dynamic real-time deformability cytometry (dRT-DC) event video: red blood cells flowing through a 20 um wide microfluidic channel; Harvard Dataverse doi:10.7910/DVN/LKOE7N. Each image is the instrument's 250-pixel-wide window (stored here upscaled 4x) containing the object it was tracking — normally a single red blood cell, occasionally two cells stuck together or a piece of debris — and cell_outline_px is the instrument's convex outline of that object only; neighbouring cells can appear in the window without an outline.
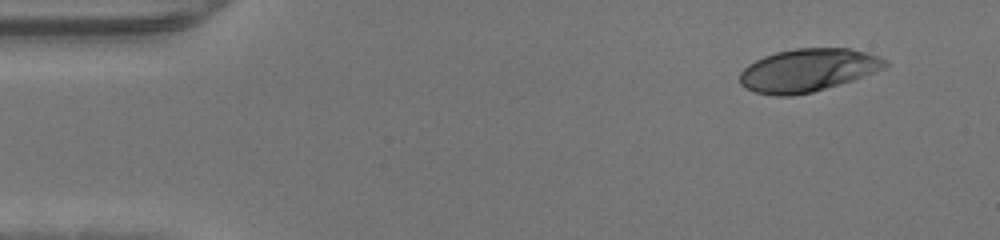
{"species": "human", "species_latin": "Homo sapiens", "temperature_condition": "warm", "stored_images_in_passage": 44, "camera_frame_rate_fps": 3000, "um_per_image_px": 0.085, "donor": {"sex": "male"}, "frame": {"image": 1, "passage_image": 1, "time_ms": 0.0, "image_size_px": [1000, 240], "cell_outline_px": [[888, 64], [884, 68], [852, 80], [840, 84], [812, 92], [788, 96], [776, 96], [756, 92], [744, 88], [740, 84], [740, 72], [748, 64], [764, 56], [776, 52], [796, 48], [848, 48], [864, 52], [888, 60]], "centroid_in_image_um": [68.63, 5.97], "position_along_channel_um": 16.4, "area_um2": 36.13}}
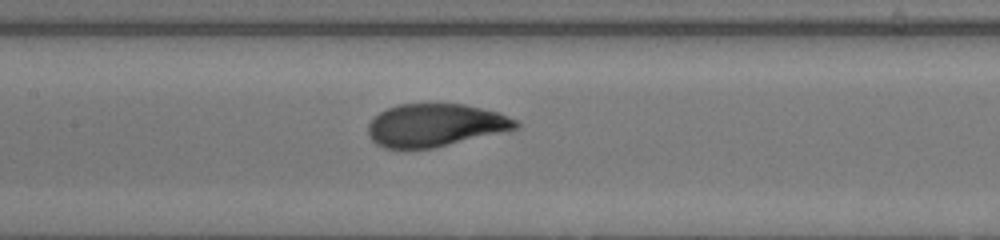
{"frame": {"image": 2, "passage_image": 19, "time_ms": 6.0, "image_size_px": [1000, 240], "cell_outline_px": [[520, 128], [508, 132], [432, 148], [384, 148], [376, 144], [368, 136], [368, 124], [380, 112], [388, 108], [400, 104], [464, 104], [500, 112], [516, 120], [520, 124]], "centroid_in_image_um": [37.06, 10.65], "position_along_channel_um": 170.3, "area_um2": 37.11}}
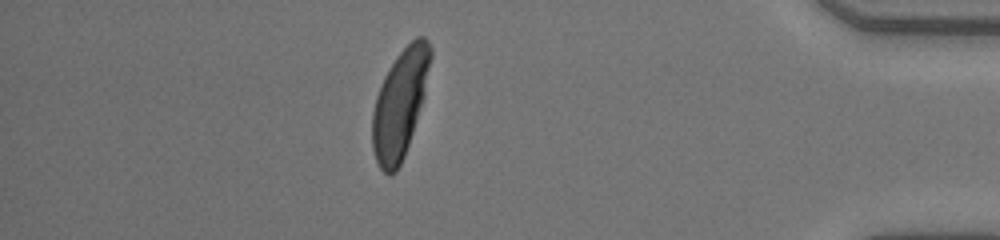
{"frame": {"image": 3, "passage_image": 38, "time_ms": 12.333, "image_size_px": [1000, 240], "cell_outline_px": [[432, 56], [424, 96], [404, 156], [396, 172], [392, 176], [388, 176], [380, 168], [376, 160], [372, 148], [372, 112], [376, 96], [380, 84], [388, 68], [396, 56], [416, 36], [424, 36], [428, 40], [432, 48]], "centroid_in_image_um": [33.99, 8.8], "position_along_channel_um": 401.2, "area_um2": 36.65}}